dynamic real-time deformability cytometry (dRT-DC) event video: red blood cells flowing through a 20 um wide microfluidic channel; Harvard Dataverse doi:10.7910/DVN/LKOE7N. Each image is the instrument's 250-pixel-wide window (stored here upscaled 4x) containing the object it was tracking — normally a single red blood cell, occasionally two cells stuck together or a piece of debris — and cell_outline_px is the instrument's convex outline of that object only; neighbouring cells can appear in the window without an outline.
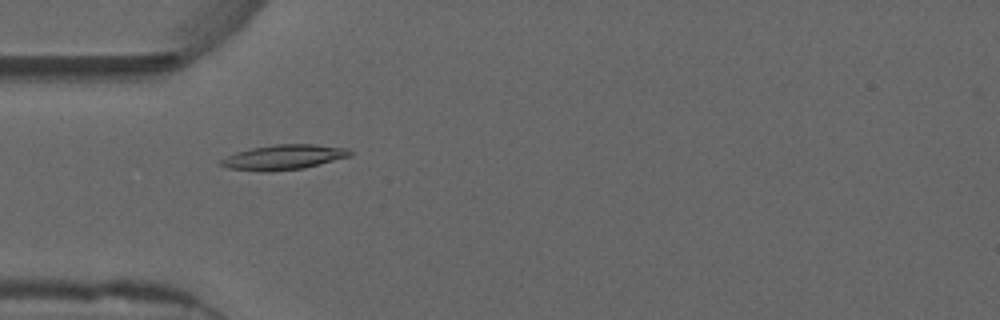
{"species": "common noctule bat (a hibernating species)", "species_latin": "Nyctalus noctula", "temperature_condition": "warm", "stored_images_in_passage": 55, "camera_frame_rate_fps": 3000, "um_per_image_px": 0.085, "animal": {"sex": "male", "forearm_length_mm": 52.5}, "frame": {"image": 1, "passage_image": 17, "time_ms": 5.333, "image_size_px": [1000, 320], "cell_outline_px": [[352, 156], [304, 168], [268, 172], [260, 172], [228, 168], [220, 164], [220, 160], [236, 152], [252, 148], [276, 144], [312, 144], [344, 148], [352, 152]], "centroid_in_image_um": [24.11, 13.37], "position_along_channel_um": 60.9, "area_um2": 18.67}}
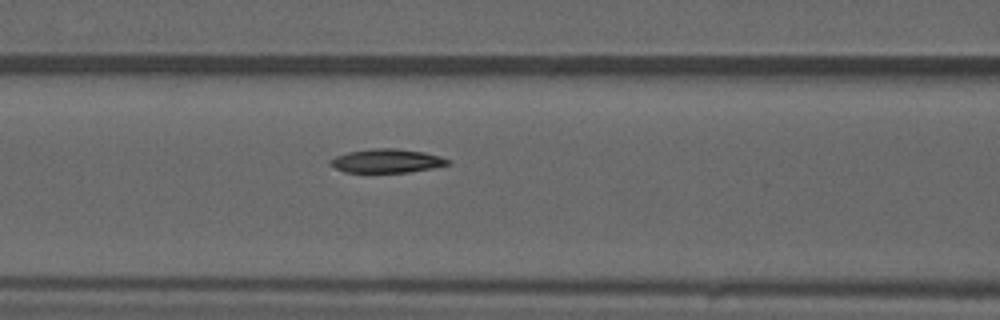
{"frame": {"image": 2, "passage_image": 23, "time_ms": 7.333, "image_size_px": [1000, 320], "cell_outline_px": [[452, 164], [432, 168], [408, 172], [344, 172], [328, 164], [328, 160], [336, 156], [348, 152], [372, 148], [396, 148], [424, 152], [440, 156], [452, 160]], "centroid_in_image_um": [32.89, 13.67], "position_along_channel_um": 133.7, "area_um2": 16.42}}
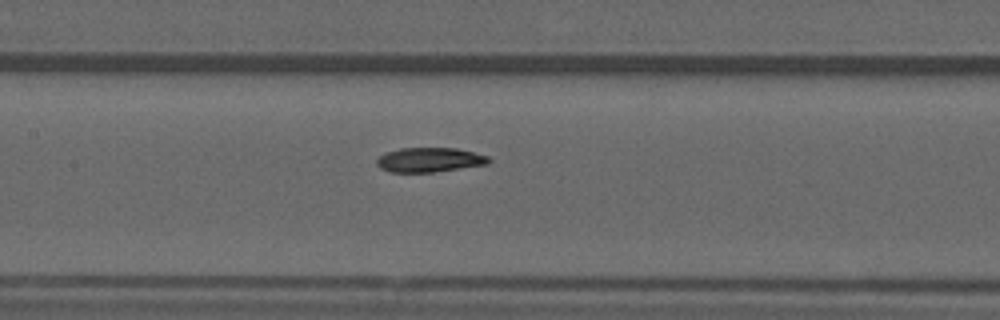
{"frame": {"image": 3, "passage_image": 26, "time_ms": 8.333, "image_size_px": [1000, 320], "cell_outline_px": [[492, 160], [488, 164], [432, 172], [388, 172], [380, 168], [376, 164], [376, 160], [380, 156], [388, 152], [400, 148], [456, 148], [488, 156]], "centroid_in_image_um": [36.5, 13.59], "position_along_channel_um": 170.9, "area_um2": 15.9}, "authors_computed_cell_mechanics": {"area_um2": 16.6464, "velocity_mm_per_s": 3.7113, "shape_relaxation_time_tau1_ms": null, "shape_relaxation_time_tau2_ms": 4.1743, "deformation_change_tau1": null, "deformation_change_tau2": 0.0842}}